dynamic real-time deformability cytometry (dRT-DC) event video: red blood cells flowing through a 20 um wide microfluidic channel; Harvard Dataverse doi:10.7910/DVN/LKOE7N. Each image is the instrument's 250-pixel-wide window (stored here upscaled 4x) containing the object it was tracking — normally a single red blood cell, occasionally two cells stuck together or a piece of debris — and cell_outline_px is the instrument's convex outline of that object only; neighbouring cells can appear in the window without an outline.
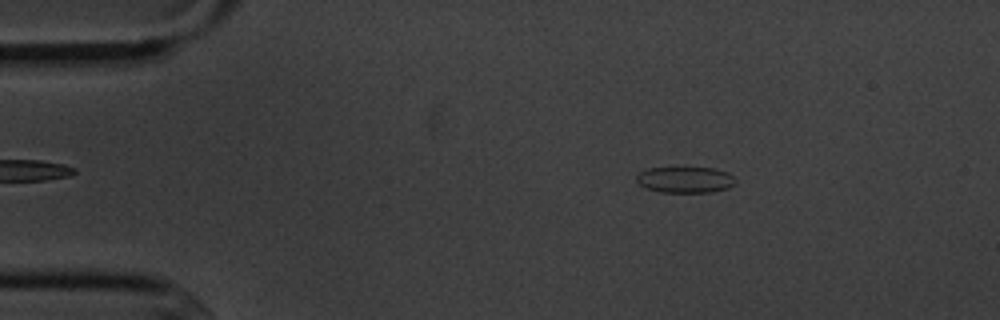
{"species": "common noctule bat (a hibernating species)", "species_latin": "Nyctalus noctula", "temperature_condition": "cold", "stored_images_in_passage": 4, "camera_frame_rate_fps": 3000, "um_per_image_px": 0.085, "animal": {"sex": "male", "body_mass_g": 20.1, "forearm_length_mm": 53.5}, "frame": {"image": 1, "passage_image": 2, "time_ms": 1.0, "image_size_px": [1000, 320], "cell_outline_px": [[736, 180], [728, 188], [708, 192], [660, 192], [648, 188], [640, 184], [636, 180], [636, 176], [640, 172], [648, 168], [684, 164], [712, 168], [728, 172]], "centroid_in_image_um": [58.21, 15.21], "position_along_channel_um": 26.8, "area_um2": 15.72}}